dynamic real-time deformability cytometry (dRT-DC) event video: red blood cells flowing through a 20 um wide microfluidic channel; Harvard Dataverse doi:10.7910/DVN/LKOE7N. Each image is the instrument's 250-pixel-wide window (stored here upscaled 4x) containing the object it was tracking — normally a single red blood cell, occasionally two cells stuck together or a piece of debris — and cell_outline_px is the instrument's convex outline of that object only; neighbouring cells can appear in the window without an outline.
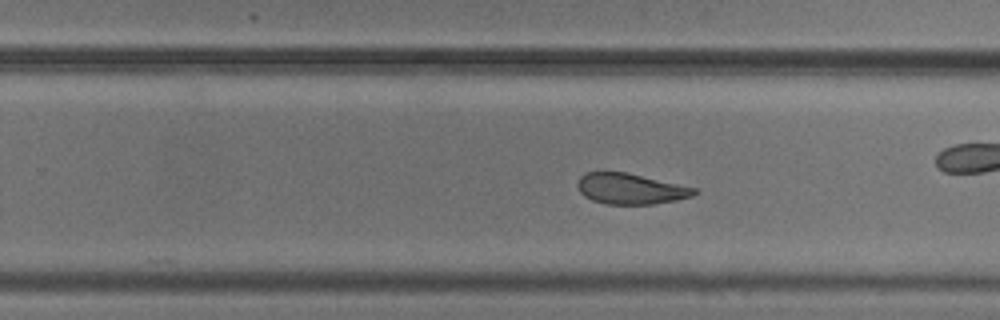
{"species": "common noctule bat (a hibernating species)", "species_latin": "Nyctalus noctula", "temperature_condition": "cold", "stored_images_in_passage": 51, "camera_frame_rate_fps": 3000, "um_per_image_px": 0.085, "animal": {"sex": "male", "body_mass_g": 20.5, "forearm_length_mm": 52.5}, "frame": {"image": 1, "passage_image": 30, "time_ms": 9.667, "image_size_px": [1000, 320], "cell_outline_px": [[700, 192], [692, 196], [676, 200], [652, 204], [608, 204], [592, 200], [584, 196], [580, 192], [576, 184], [580, 176], [584, 172], [628, 172], [696, 188]], "centroid_in_image_um": [53.59, 16.04], "position_along_channel_um": 276.2, "area_um2": 20.98}, "authors_computed_cell_mechanics": {"area_um2": 23.5824, "velocity_mm_per_s": 3.6971, "shape_relaxation_time_tau1_ms": 7.8821, "shape_relaxation_time_tau2_ms": 3.0226, "deformation_change_tau1": 0.1697, "deformation_change_tau2": 0.1}}